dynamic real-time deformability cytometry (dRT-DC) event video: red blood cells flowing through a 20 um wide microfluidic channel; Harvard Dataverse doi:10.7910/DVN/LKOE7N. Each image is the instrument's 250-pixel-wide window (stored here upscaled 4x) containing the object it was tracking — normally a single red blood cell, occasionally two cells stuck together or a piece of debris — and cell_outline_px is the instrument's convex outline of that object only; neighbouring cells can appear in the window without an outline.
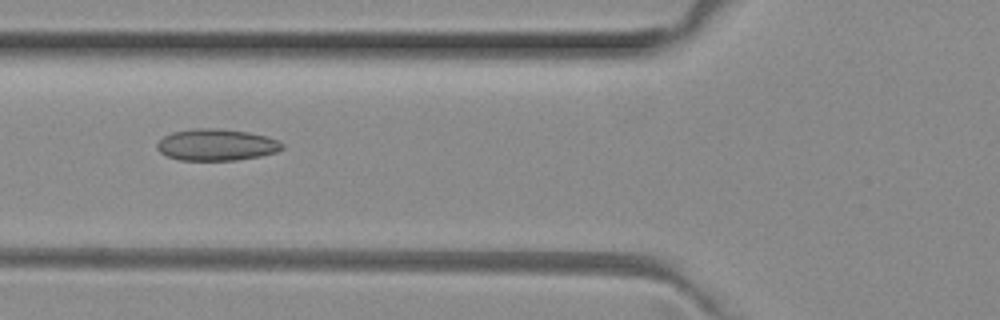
{"species": "common noctule bat (a hibernating species)", "species_latin": "Nyctalus noctula", "temperature_condition": "room temperature", "stored_images_in_passage": 3, "camera_frame_rate_fps": 3000, "um_per_image_px": 0.085, "animal": {"sex": "female", "body_mass_g": 29.2, "forearm_length_mm": 56.3}, "frame": {"image": 1, "passage_image": 3, "time_ms": 0.667, "image_size_px": [1000, 320], "cell_outline_px": [[284, 148], [276, 152], [260, 156], [236, 160], [180, 160], [168, 156], [160, 152], [156, 148], [156, 144], [164, 136], [172, 132], [196, 128], [220, 128], [248, 132], [268, 136], [280, 140], [284, 144]], "centroid_in_image_um": [18.43, 12.3], "position_along_channel_um": 107.4, "area_um2": 23.24}}